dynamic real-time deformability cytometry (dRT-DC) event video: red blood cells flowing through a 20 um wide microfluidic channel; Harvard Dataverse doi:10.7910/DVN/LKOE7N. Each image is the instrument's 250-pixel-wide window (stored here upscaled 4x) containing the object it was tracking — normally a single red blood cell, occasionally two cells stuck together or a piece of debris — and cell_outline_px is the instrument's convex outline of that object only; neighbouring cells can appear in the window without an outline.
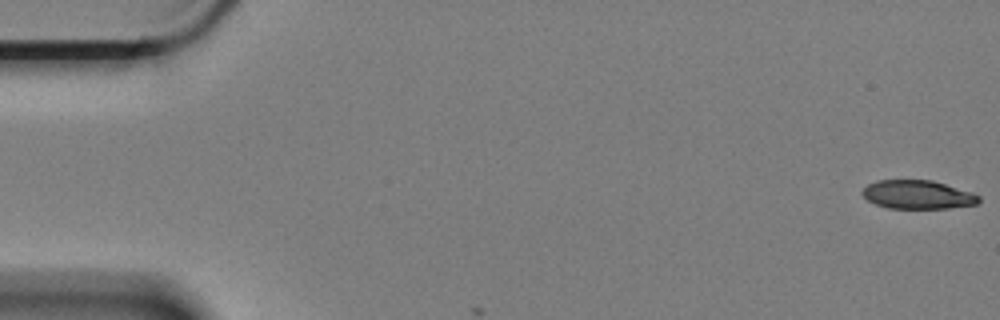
{"species": "Egyptian fruit bat (a non-hibernating species)", "species_latin": "Rousettus aegyptiacus", "temperature_condition": "cold", "stored_images_in_passage": 5, "camera_frame_rate_fps": 3000, "um_per_image_px": 0.085, "animal": {"sex": "female"}, "frame": {"image": 1, "passage_image": 1, "time_ms": 0.0, "image_size_px": [1000, 320], "cell_outline_px": [[980, 200], [976, 204], [948, 208], [888, 208], [876, 204], [868, 200], [860, 192], [868, 184], [876, 180], [932, 180], [972, 192], [980, 196]], "centroid_in_image_um": [77.99, 16.54], "position_along_channel_um": 7.0, "area_um2": 19.36}}